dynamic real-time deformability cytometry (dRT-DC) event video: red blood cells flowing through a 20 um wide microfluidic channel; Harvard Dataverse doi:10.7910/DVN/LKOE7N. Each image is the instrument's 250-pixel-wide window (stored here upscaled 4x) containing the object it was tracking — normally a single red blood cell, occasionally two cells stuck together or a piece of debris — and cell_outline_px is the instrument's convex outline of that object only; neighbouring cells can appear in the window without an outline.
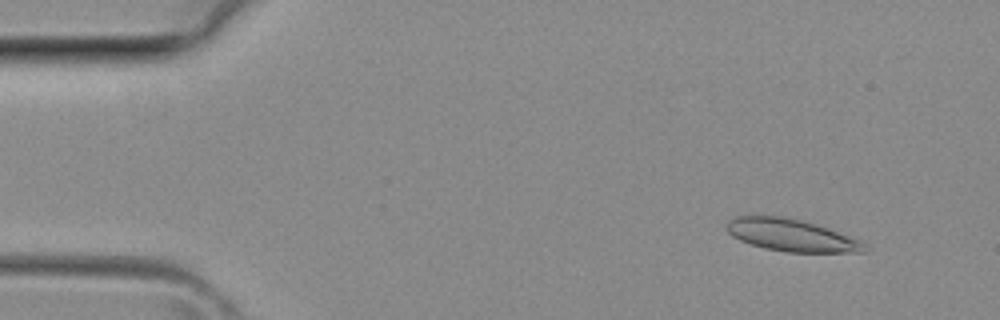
{"species": "common noctule bat (a hibernating species)", "species_latin": "Nyctalus noctula", "temperature_condition": "room temperature", "stored_images_in_passage": 39, "camera_frame_rate_fps": 3000, "um_per_image_px": 0.085, "animal": {"sex": "female", "body_mass_g": 29.2, "forearm_length_mm": 56.3}, "frame": {"image": 1, "passage_image": 4, "time_ms": 1.0, "image_size_px": [1000, 320], "cell_outline_px": [[868, 248], [864, 252], [788, 252], [764, 248], [740, 240], [732, 236], [724, 228], [724, 224], [728, 220], [736, 216], [780, 216], [800, 220], [816, 224], [828, 228], [860, 240]], "centroid_in_image_um": [67.22, 19.99], "position_along_channel_um": 17.8, "area_um2": 25.78}}
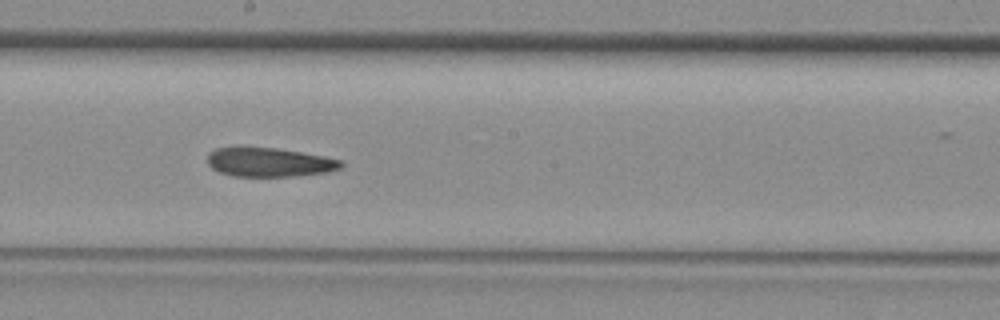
{"frame": {"image": 2, "passage_image": 21, "time_ms": 6.667, "image_size_px": [1000, 320], "cell_outline_px": [[344, 164], [340, 168], [328, 172], [296, 176], [232, 176], [220, 172], [212, 168], [208, 164], [208, 152], [216, 148], [236, 144], [276, 148], [324, 156], [344, 160]], "centroid_in_image_um": [22.84, 13.75], "position_along_channel_um": 225.4, "area_um2": 23.35}}
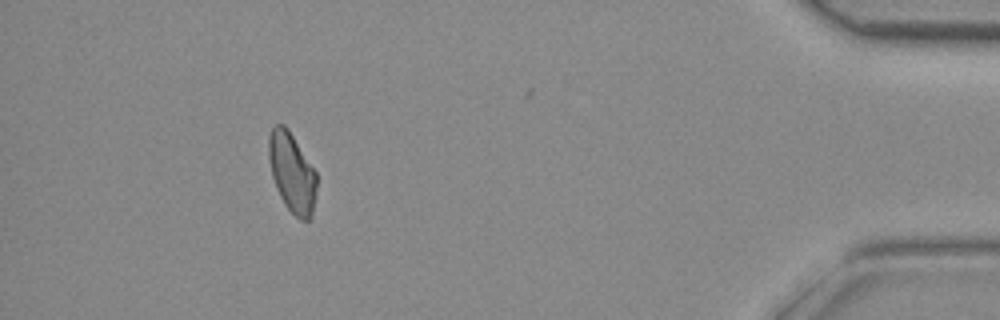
{"frame": {"image": 3, "passage_image": 35, "time_ms": 11.333, "image_size_px": [1000, 320], "cell_outline_px": [[316, 192], [312, 216], [308, 220], [300, 220], [284, 204], [276, 188], [272, 176], [268, 156], [268, 136], [272, 128], [276, 124], [284, 124], [288, 128], [316, 172]], "centroid_in_image_um": [24.8, 14.66], "position_along_channel_um": 410.4, "area_um2": 22.2}}